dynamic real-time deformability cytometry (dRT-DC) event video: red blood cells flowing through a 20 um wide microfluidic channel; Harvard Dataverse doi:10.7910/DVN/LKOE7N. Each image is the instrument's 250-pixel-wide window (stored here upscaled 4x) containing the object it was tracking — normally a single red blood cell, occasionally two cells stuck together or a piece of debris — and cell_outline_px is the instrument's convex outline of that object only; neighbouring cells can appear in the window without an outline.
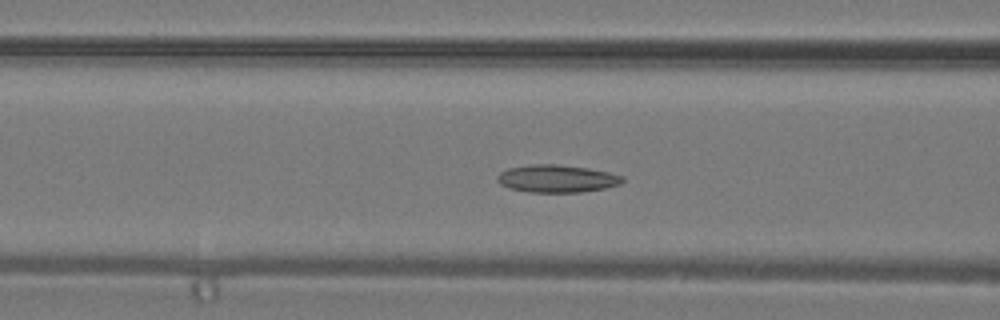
{"species": "common noctule bat (a hibernating species)", "species_latin": "Nyctalus noctula", "temperature_condition": "warm", "stored_images_in_passage": 34, "camera_frame_rate_fps": 3000, "um_per_image_px": 0.085, "animal": {"sex": "male", "body_mass_g": 19.2, "forearm_length_mm": 51.8}, "frame": {"image": 1, "passage_image": 12, "time_ms": 3.667, "image_size_px": [1000, 320], "cell_outline_px": [[624, 180], [620, 184], [604, 188], [580, 192], [532, 192], [508, 188], [500, 184], [496, 180], [496, 176], [500, 172], [508, 168], [532, 164], [556, 164], [588, 168], [608, 172], [624, 176]], "centroid_in_image_um": [47.31, 15.18], "position_along_channel_um": 119.3, "area_um2": 20.11}}
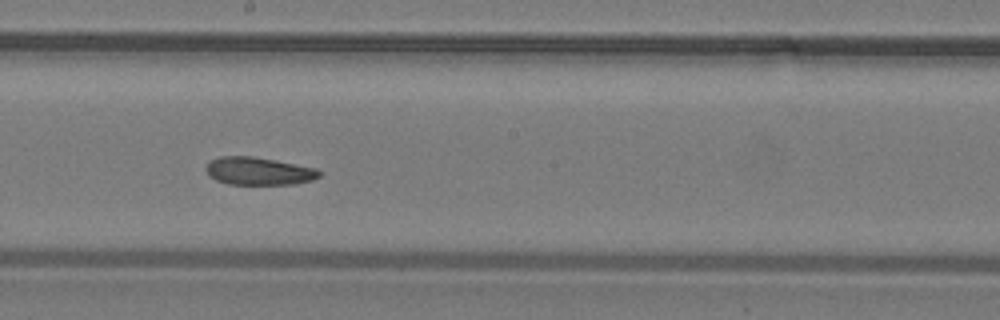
{"frame": {"image": 2, "passage_image": 18, "time_ms": 5.667, "image_size_px": [1000, 320], "cell_outline_px": [[320, 176], [312, 180], [292, 184], [228, 184], [216, 180], [208, 176], [204, 168], [208, 160], [220, 156], [252, 156], [276, 160], [316, 168], [320, 172]], "centroid_in_image_um": [21.92, 14.53], "position_along_channel_um": 226.3, "area_um2": 18.5}}
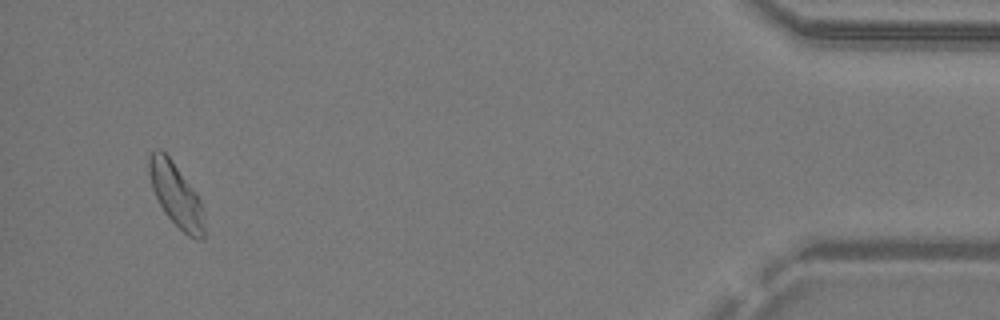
{"frame": {"image": 3, "passage_image": 33, "time_ms": 10.667, "image_size_px": [1000, 320], "cell_outline_px": [[204, 240], [196, 240], [188, 236], [164, 212], [152, 188], [148, 172], [148, 156], [152, 152], [160, 148], [168, 156], [196, 192], [200, 200], [204, 212]], "centroid_in_image_um": [14.97, 16.58], "position_along_channel_um": 420.2, "area_um2": 20.29}}